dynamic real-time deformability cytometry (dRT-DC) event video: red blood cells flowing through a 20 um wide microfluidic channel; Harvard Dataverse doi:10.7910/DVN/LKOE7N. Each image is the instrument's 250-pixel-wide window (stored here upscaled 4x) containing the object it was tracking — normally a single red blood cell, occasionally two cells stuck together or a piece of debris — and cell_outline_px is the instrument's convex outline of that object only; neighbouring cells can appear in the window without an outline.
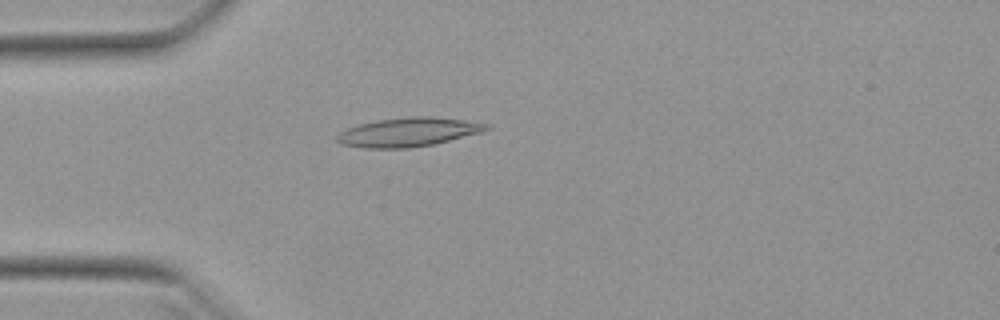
{"species": "Egyptian fruit bat (a non-hibernating species)", "species_latin": "Rousettus aegyptiacus", "temperature_condition": "warm", "stored_images_in_passage": 16, "camera_frame_rate_fps": 3000, "um_per_image_px": 0.085, "animal": {"sex": "female"}, "frame": {"image": 1, "passage_image": 3, "time_ms": 0.667, "image_size_px": [1000, 320], "cell_outline_px": [[492, 128], [480, 132], [432, 144], [408, 148], [364, 148], [340, 144], [336, 140], [336, 136], [340, 132], [348, 128], [360, 124], [376, 120], [412, 116], [432, 116], [464, 120], [488, 124]], "centroid_in_image_um": [34.67, 11.22], "position_along_channel_um": 50.3, "area_um2": 24.97}}
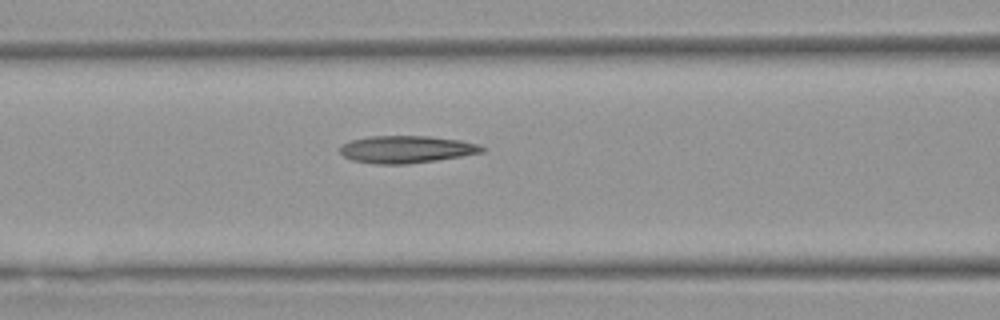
{"frame": {"image": 2, "passage_image": 10, "time_ms": 3.0, "image_size_px": [1000, 320], "cell_outline_px": [[488, 148], [484, 152], [436, 160], [404, 164], [380, 164], [352, 160], [344, 156], [340, 152], [340, 148], [344, 144], [352, 140], [368, 136], [432, 136], [460, 140], [480, 144]], "centroid_in_image_um": [34.6, 12.68], "position_along_channel_um": 132.0, "area_um2": 22.54}}
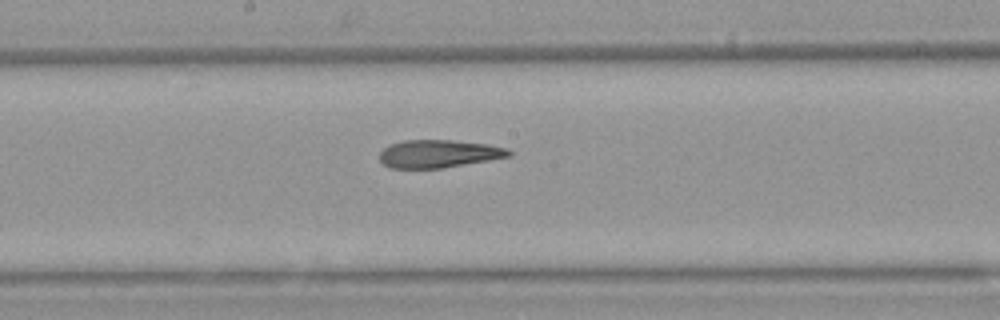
{"frame": {"image": 3, "passage_image": 16, "time_ms": 5.0, "image_size_px": [1000, 320], "cell_outline_px": [[512, 156], [444, 168], [388, 168], [380, 160], [380, 152], [388, 144], [404, 140], [452, 140], [488, 144], [508, 148], [512, 152]], "centroid_in_image_um": [37.3, 13.07], "position_along_channel_um": 210.9, "area_um2": 21.15}}